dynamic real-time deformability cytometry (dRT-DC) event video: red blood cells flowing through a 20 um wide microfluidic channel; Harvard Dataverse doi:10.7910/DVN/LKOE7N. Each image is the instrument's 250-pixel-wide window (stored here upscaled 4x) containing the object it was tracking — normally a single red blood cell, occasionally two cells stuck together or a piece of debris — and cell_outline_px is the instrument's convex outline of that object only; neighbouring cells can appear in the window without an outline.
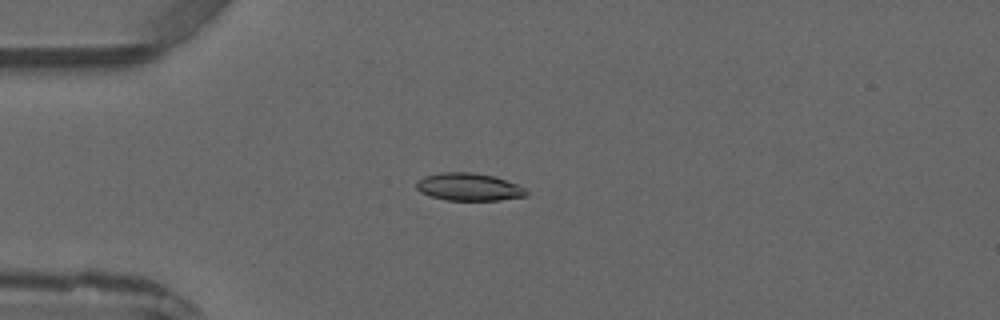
{"species": "common noctule bat (a hibernating species)", "species_latin": "Nyctalus noctula", "temperature_condition": "warm", "stored_images_in_passage": 2, "camera_frame_rate_fps": 3000, "um_per_image_px": 0.085, "animal": {"sex": "male", "forearm_length_mm": 52.5}, "frame": {"image": 1, "passage_image": 2, "time_ms": 1.333, "image_size_px": [1000, 320], "cell_outline_px": [[528, 196], [500, 200], [448, 200], [428, 196], [420, 192], [416, 188], [416, 180], [424, 176], [444, 172], [472, 172], [492, 176], [516, 184], [524, 188], [528, 192]], "centroid_in_image_um": [39.81, 15.89], "position_along_channel_um": 45.2, "area_um2": 17.69}}